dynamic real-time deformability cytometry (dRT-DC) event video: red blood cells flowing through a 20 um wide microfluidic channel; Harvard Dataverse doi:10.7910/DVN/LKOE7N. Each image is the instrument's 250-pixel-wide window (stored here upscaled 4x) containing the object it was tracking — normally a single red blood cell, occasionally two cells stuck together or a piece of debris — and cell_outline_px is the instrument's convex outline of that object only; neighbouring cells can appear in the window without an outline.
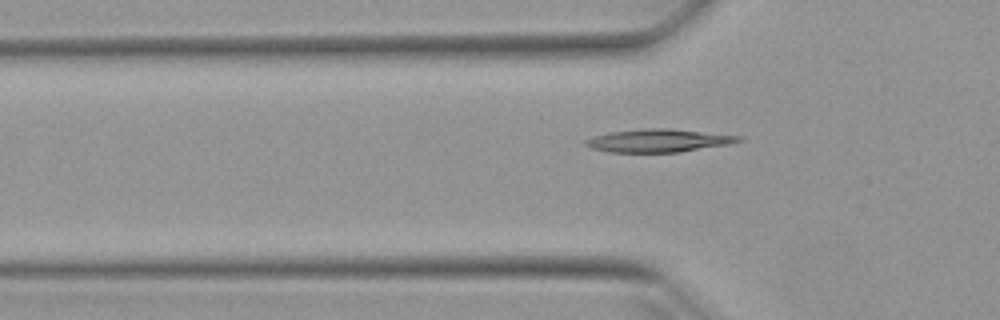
{"species": "Egyptian fruit bat (a non-hibernating species)", "species_latin": "Rousettus aegyptiacus", "temperature_condition": "warm", "stored_images_in_passage": 28, "camera_frame_rate_fps": 3000, "um_per_image_px": 0.085, "animal": {"sex": "female"}, "frame": {"image": 1, "passage_image": 14, "time_ms": 4.333, "image_size_px": [1000, 320], "cell_outline_px": [[744, 140], [732, 144], [680, 152], [608, 152], [592, 148], [584, 144], [584, 140], [596, 136], [612, 132], [644, 128], [672, 128], [744, 136]], "centroid_in_image_um": [56.07, 11.94], "position_along_channel_um": 69.7, "area_um2": 20.69}}
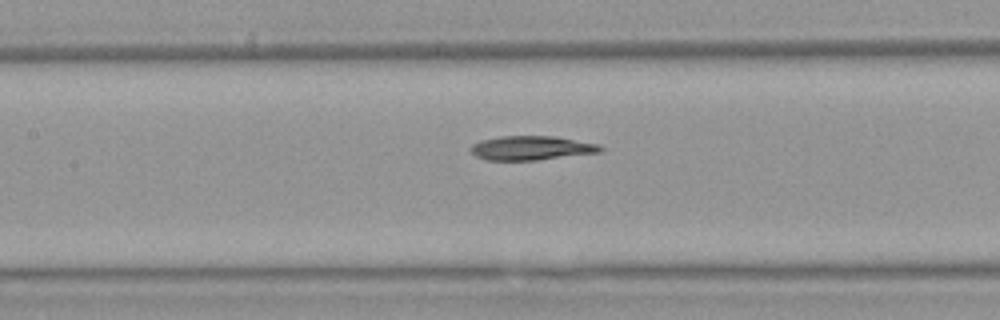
{"frame": {"image": 2, "passage_image": 21, "time_ms": 6.667, "image_size_px": [1000, 320], "cell_outline_px": [[604, 148], [600, 152], [536, 160], [488, 160], [476, 156], [468, 148], [472, 144], [480, 140], [500, 136], [552, 136], [600, 144]], "centroid_in_image_um": [45.14, 12.57], "position_along_channel_um": 162.3, "area_um2": 18.21}}
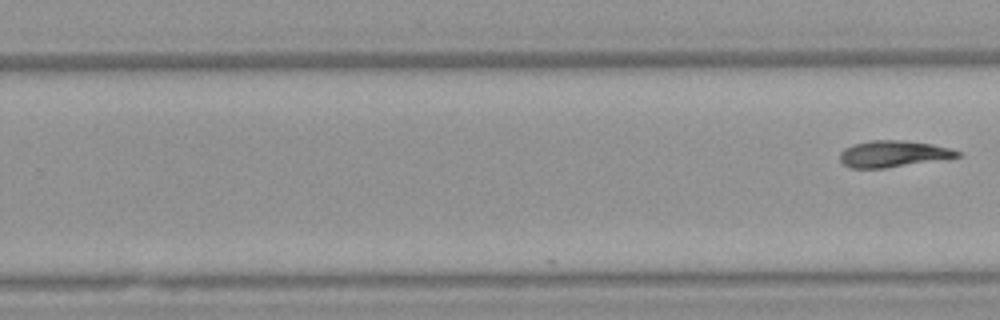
{"frame": {"image": 3, "passage_image": 28, "time_ms": 9.0, "image_size_px": [1000, 320], "cell_outline_px": [[964, 152], [960, 156], [884, 168], [852, 168], [844, 164], [840, 160], [840, 152], [844, 148], [852, 144], [868, 140], [900, 140], [932, 144]], "centroid_in_image_um": [75.88, 13.06], "position_along_channel_um": 253.9, "area_um2": 17.92}}